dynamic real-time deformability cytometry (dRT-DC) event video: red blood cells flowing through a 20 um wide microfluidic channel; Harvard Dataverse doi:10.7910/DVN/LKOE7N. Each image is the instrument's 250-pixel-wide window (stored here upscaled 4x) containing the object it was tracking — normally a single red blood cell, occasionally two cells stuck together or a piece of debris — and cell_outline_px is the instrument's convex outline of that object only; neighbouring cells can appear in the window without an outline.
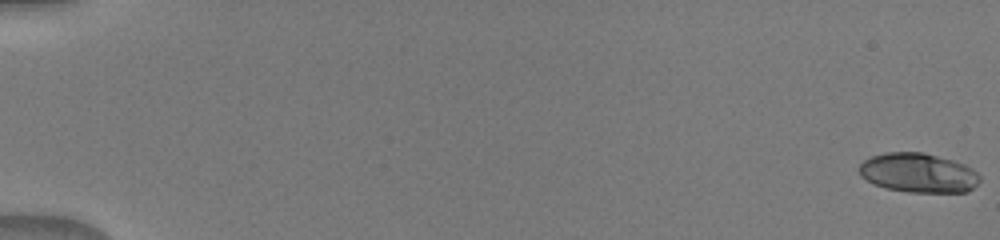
{"species": "human", "species_latin": "Homo sapiens", "temperature_condition": "warm", "stored_images_in_passage": 51, "camera_frame_rate_fps": 3000, "um_per_image_px": 0.085, "donor": {"sex": "male"}, "frame": {"image": 1, "passage_image": 1, "time_ms": 0.0, "image_size_px": [1000, 240], "cell_outline_px": [[980, 180], [968, 192], [908, 192], [888, 188], [872, 184], [860, 176], [860, 164], [864, 160], [872, 156], [888, 152], [924, 152], [952, 160], [964, 164], [972, 168], [980, 176]], "centroid_in_image_um": [78.05, 14.69], "position_along_channel_um": 6.9, "area_um2": 27.63}}
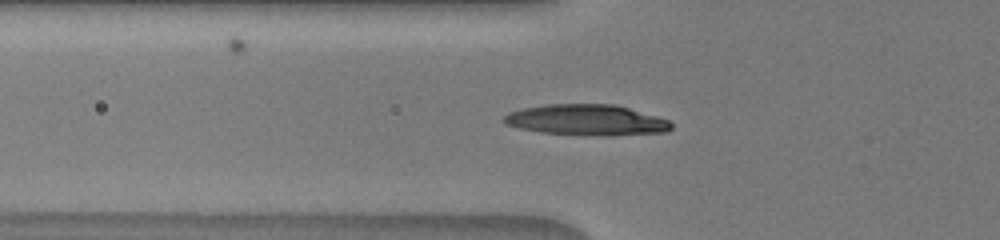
{"frame": {"image": 2, "passage_image": 20, "time_ms": 6.333, "image_size_px": [1000, 240], "cell_outline_px": [[672, 128], [668, 132], [604, 136], [596, 136], [540, 132], [520, 128], [504, 124], [500, 120], [508, 112], [520, 108], [548, 104], [616, 104], [656, 116], [668, 120], [672, 124]], "centroid_in_image_um": [49.82, 10.2], "position_along_channel_um": 76.0, "area_um2": 30.35}}
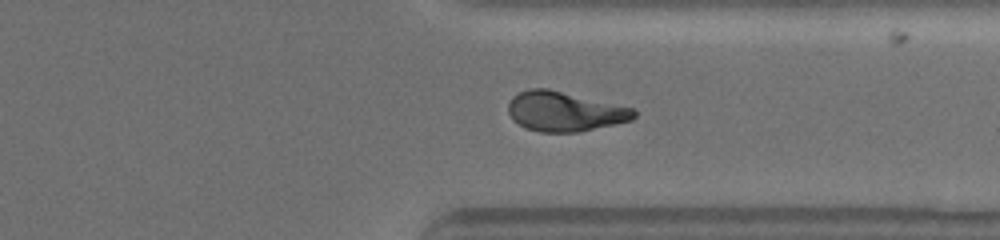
{"frame": {"image": 3, "passage_image": 41, "time_ms": 13.333, "image_size_px": [1000, 240], "cell_outline_px": [[636, 116], [632, 120], [616, 124], [580, 132], [540, 132], [524, 128], [508, 112], [508, 104], [512, 96], [528, 88], [548, 88], [636, 108]], "centroid_in_image_um": [48.03, 9.47], "position_along_channel_um": 363.4, "area_um2": 29.3}}